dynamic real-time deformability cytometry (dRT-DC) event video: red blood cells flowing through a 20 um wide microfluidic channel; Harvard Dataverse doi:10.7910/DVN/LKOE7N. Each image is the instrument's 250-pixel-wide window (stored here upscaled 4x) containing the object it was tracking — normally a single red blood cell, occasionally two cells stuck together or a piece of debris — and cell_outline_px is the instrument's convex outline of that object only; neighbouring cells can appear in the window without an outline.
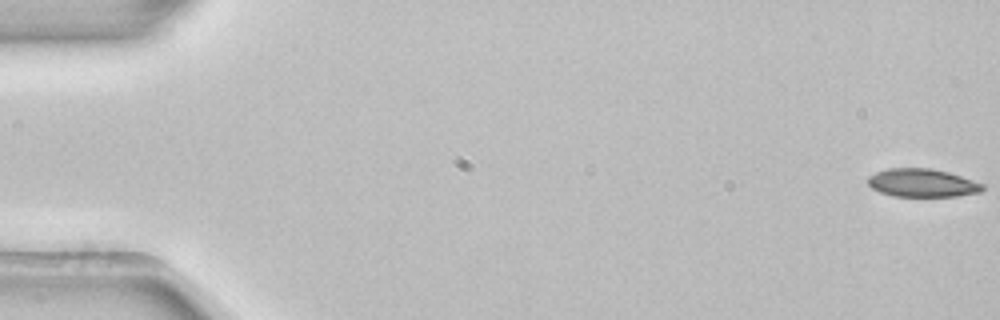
{"species": "common noctule bat (a hibernating species)", "species_latin": "Nyctalus noctula", "temperature_condition": "room temperature", "stored_images_in_passage": 4, "camera_frame_rate_fps": 3000, "um_per_image_px": 0.085, "animal": {"sex": "female", "body_mass_g": 22.7, "forearm_length_mm": 54.2}, "frame": {"image": 1, "passage_image": 1, "time_ms": 0.0, "image_size_px": [1000, 320], "cell_outline_px": [[984, 188], [980, 192], [956, 196], [896, 196], [880, 192], [872, 188], [868, 184], [868, 176], [876, 172], [888, 168], [932, 168], [948, 172], [984, 184]], "centroid_in_image_um": [78.38, 15.54], "position_along_channel_um": 6.6, "area_um2": 18.73}}
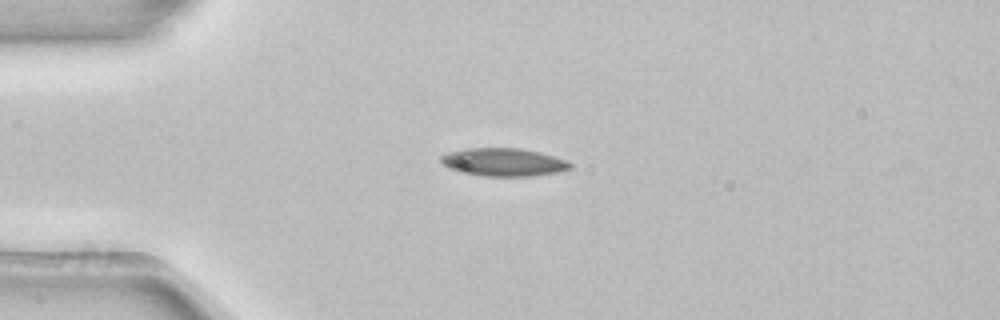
{"frame": {"image": 2, "passage_image": 3, "time_ms": 0.667, "image_size_px": [1000, 320], "cell_outline_px": [[572, 168], [556, 172], [532, 176], [480, 176], [460, 172], [448, 168], [440, 160], [440, 156], [448, 152], [464, 148], [520, 148], [540, 152], [568, 160], [572, 164]], "centroid_in_image_um": [42.79, 13.78], "position_along_channel_um": 42.2, "area_um2": 21.27}}